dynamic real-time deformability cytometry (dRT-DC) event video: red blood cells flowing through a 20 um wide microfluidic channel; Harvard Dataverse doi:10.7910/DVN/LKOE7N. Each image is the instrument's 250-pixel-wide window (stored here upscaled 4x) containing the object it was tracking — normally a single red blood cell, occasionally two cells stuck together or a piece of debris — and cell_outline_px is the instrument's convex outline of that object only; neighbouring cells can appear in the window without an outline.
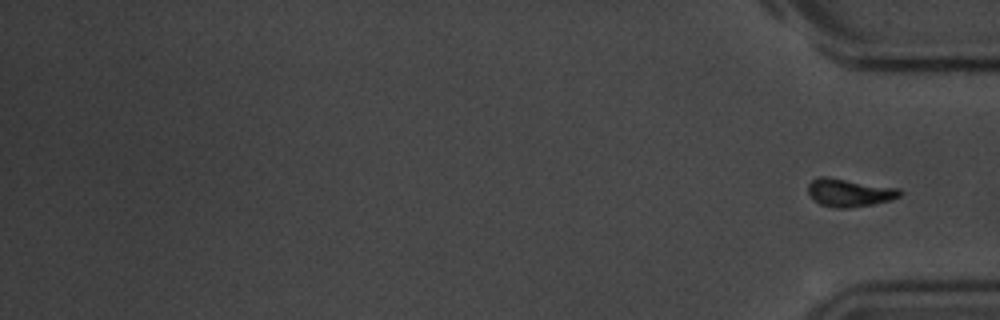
{"species": "common noctule bat (a hibernating species)", "species_latin": "Nyctalus noctula", "temperature_condition": "room temperature", "stored_images_in_passage": 15, "camera_frame_rate_fps": 3000, "um_per_image_px": 0.085, "animal": {"sex": "male", "body_mass_g": 20.1, "forearm_length_mm": 53.5}, "frame": {"image": 1, "passage_image": 15, "time_ms": 18.0, "image_size_px": [1000, 320], "cell_outline_px": [[904, 192], [900, 196], [892, 200], [872, 204], [848, 208], [836, 208], [820, 204], [812, 200], [808, 192], [808, 184], [816, 176], [828, 176], [900, 188]], "centroid_in_image_um": [72.2, 16.36], "position_along_channel_um": 363.0, "area_um2": 15.32}, "authors_computed_cell_mechanics": {"area_um2": 18.2648, "velocity_mm_per_s": 3.6425, "shape_relaxation_time_tau1_ms": 2.785, "shape_relaxation_time_tau2_ms": null, "deformation_change_tau1": 0.1221, "deformation_change_tau2": null}}